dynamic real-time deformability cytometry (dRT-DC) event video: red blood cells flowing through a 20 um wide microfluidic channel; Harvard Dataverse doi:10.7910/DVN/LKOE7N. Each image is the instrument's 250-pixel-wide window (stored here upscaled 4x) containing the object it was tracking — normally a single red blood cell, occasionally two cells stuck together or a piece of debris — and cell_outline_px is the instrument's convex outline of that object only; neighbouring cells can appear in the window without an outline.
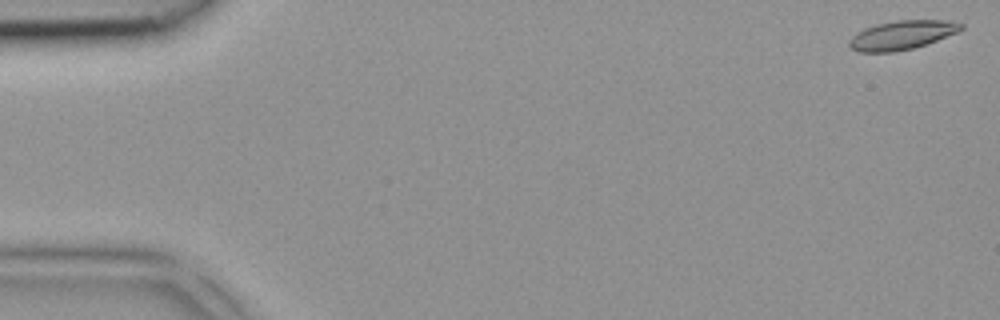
{"species": "common noctule bat (a hibernating species)", "species_latin": "Nyctalus noctula", "temperature_condition": "room temperature", "stored_images_in_passage": 3, "camera_frame_rate_fps": 3000, "um_per_image_px": 0.085, "animal": {"sex": "female", "body_mass_g": 18.4}, "frame": {"image": 1, "passage_image": 1, "time_ms": 0.0, "image_size_px": [1000, 320], "cell_outline_px": [[964, 28], [956, 32], [936, 40], [912, 48], [892, 52], [860, 52], [852, 48], [848, 44], [848, 40], [852, 36], [864, 28], [876, 24], [896, 20], [944, 20], [964, 24]], "centroid_in_image_um": [76.62, 2.97], "position_along_channel_um": 8.4, "area_um2": 18.61}}